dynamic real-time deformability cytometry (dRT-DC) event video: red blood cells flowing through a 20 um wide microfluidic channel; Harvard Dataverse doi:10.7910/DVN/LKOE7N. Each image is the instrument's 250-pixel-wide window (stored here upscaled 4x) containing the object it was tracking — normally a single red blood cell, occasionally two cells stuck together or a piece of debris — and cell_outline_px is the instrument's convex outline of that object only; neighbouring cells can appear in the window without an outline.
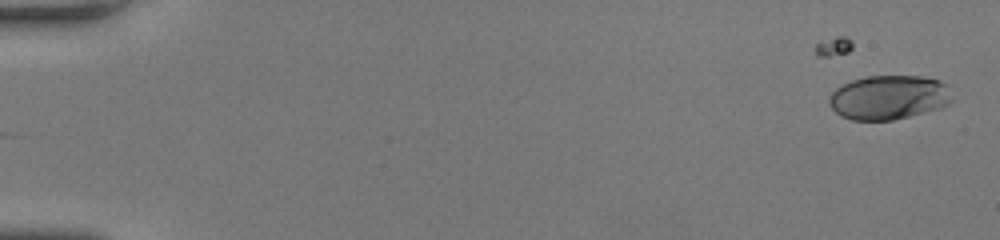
{"species": "human", "species_latin": "Homo sapiens", "temperature_condition": "room temperature", "stored_images_in_passage": 32, "camera_frame_rate_fps": 3000, "um_per_image_px": 0.085, "donor": {"sex": "female"}, "frame": {"image": 1, "passage_image": 1, "time_ms": 0.0, "image_size_px": [1000, 240], "cell_outline_px": [[952, 100], [948, 104], [936, 108], [908, 116], [892, 120], [852, 120], [840, 116], [828, 104], [828, 100], [832, 92], [836, 88], [852, 80], [868, 76], [920, 76], [940, 80], [948, 84]], "centroid_in_image_um": [75.53, 8.27], "position_along_channel_um": 9.5, "area_um2": 31.56}}